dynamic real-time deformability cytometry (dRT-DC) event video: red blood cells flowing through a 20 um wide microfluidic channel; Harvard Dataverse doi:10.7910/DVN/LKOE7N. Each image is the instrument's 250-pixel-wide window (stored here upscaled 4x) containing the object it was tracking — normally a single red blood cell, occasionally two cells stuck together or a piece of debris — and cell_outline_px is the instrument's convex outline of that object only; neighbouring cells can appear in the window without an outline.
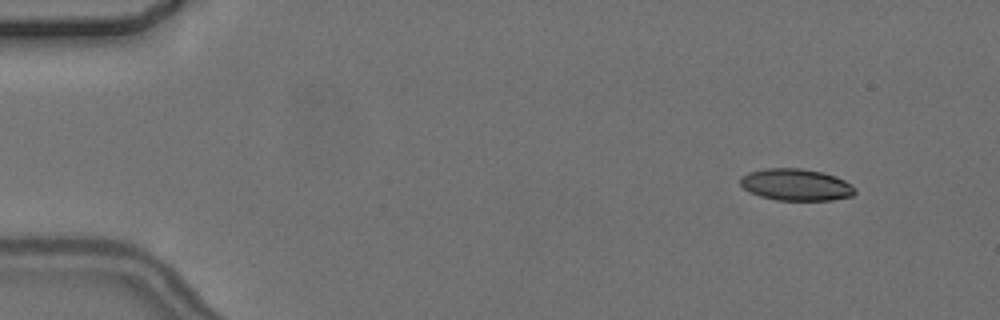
{"species": "common noctule bat (a hibernating species)", "species_latin": "Nyctalus noctula", "temperature_condition": "cold", "stored_images_in_passage": 6, "camera_frame_rate_fps": 3000, "um_per_image_px": 0.085, "animal": {"sex": "female", "body_mass_g": 24.6, "forearm_length_mm": 56.2}, "frame": {"image": 1, "passage_image": 2, "time_ms": 1.0, "image_size_px": [1000, 320], "cell_outline_px": [[856, 192], [852, 196], [832, 200], [776, 200], [760, 196], [744, 188], [740, 184], [740, 176], [748, 172], [764, 168], [800, 168], [820, 172], [836, 176], [852, 184], [856, 188]], "centroid_in_image_um": [67.67, 15.7], "position_along_channel_um": 17.3, "area_um2": 21.33}}